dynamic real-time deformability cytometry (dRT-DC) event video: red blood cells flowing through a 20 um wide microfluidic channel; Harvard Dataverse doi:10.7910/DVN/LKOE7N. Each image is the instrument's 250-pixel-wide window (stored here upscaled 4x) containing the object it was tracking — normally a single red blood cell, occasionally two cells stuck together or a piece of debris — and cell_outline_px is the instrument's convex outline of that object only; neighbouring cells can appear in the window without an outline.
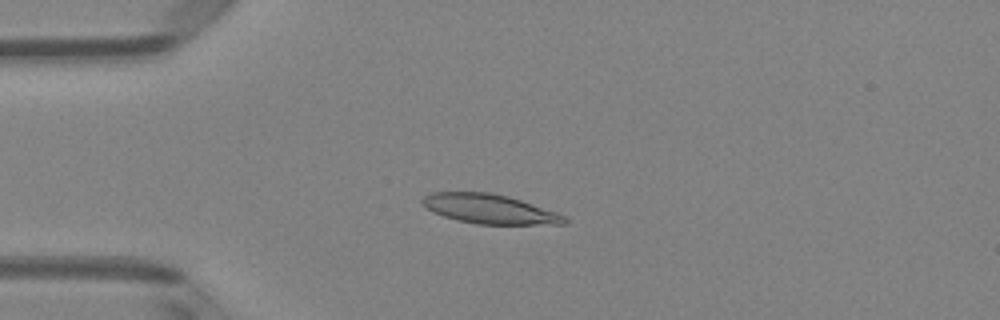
{"species": "Egyptian fruit bat (a non-hibernating species)", "species_latin": "Rousettus aegyptiacus", "temperature_condition": "room temperature", "stored_images_in_passage": 51, "camera_frame_rate_fps": 3000, "um_per_image_px": 0.085, "animal": {"sex": "female"}, "frame": {"image": 1, "passage_image": 13, "time_ms": 4.0, "image_size_px": [1000, 320], "cell_outline_px": [[568, 224], [476, 224], [456, 220], [432, 212], [424, 208], [420, 204], [420, 200], [424, 196], [432, 192], [488, 192], [508, 196], [556, 212], [564, 216], [568, 220]], "centroid_in_image_um": [41.54, 17.76], "position_along_channel_um": 43.5, "area_um2": 24.45}}
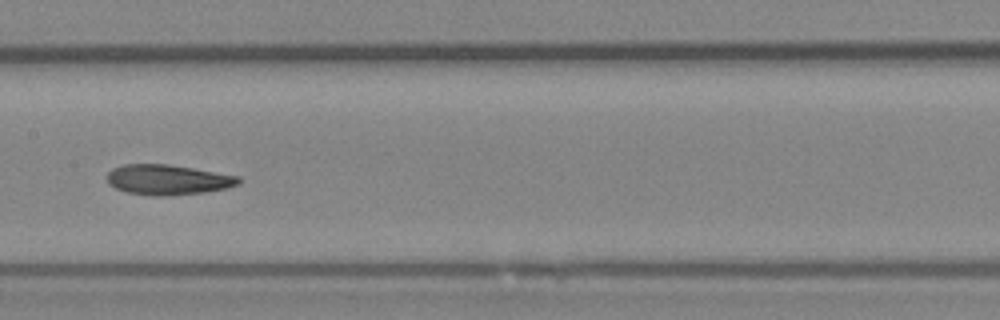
{"frame": {"image": 2, "passage_image": 26, "time_ms": 8.333, "image_size_px": [1000, 320], "cell_outline_px": [[240, 184], [228, 188], [204, 192], [164, 196], [152, 196], [128, 192], [116, 188], [108, 184], [108, 172], [112, 168], [124, 164], [168, 164], [240, 176]], "centroid_in_image_um": [14.27, 15.27], "position_along_channel_um": 193.1, "area_um2": 23.12}}
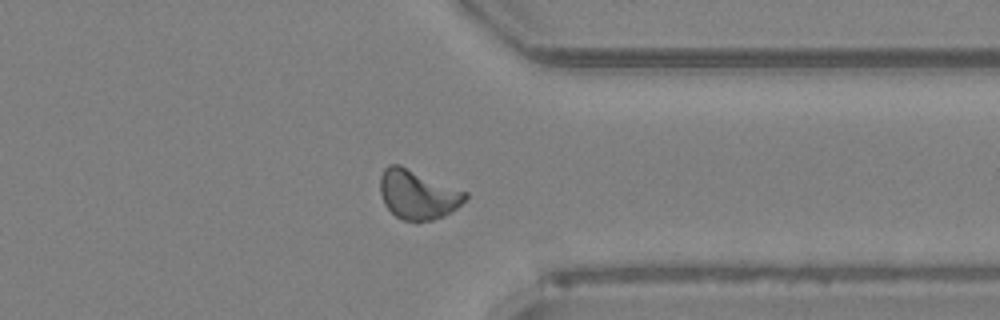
{"frame": {"image": 3, "passage_image": 40, "time_ms": 13.0, "image_size_px": [1000, 320], "cell_outline_px": [[468, 196], [456, 208], [444, 216], [432, 220], [416, 224], [404, 220], [396, 216], [384, 204], [380, 192], [380, 176], [384, 168], [388, 164], [400, 164], [468, 192]], "centroid_in_image_um": [35.49, 16.54], "position_along_channel_um": 375.9, "area_um2": 24.8}, "authors_computed_cell_mechanics": {"area_um2": 23.409, "velocity_mm_per_s": 3.9802, "shape_relaxation_time_tau1_ms": null, "shape_relaxation_time_tau2_ms": 3.4407, "deformation_change_tau1": null, "deformation_change_tau2": 0.1092}}